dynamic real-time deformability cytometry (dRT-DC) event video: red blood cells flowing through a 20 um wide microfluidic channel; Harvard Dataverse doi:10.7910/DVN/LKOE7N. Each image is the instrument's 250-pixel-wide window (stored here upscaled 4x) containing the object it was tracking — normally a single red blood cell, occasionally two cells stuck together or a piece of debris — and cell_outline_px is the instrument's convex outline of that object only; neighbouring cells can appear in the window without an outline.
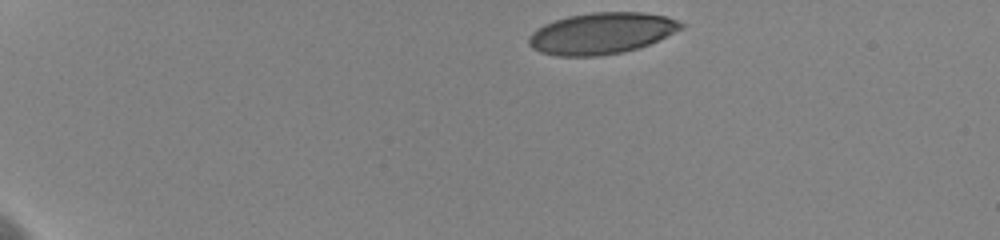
{"species": "human", "species_latin": "Homo sapiens", "temperature_condition": "cold", "stored_images_in_passage": 16, "camera_frame_rate_fps": 3000, "um_per_image_px": 0.085, "donor": {"sex": "female"}, "frame": {"image": 1, "passage_image": 1, "time_ms": 0.0, "image_size_px": [1000, 240], "cell_outline_px": [[684, 28], [648, 44], [624, 52], [596, 56], [556, 56], [540, 52], [532, 48], [528, 44], [528, 36], [536, 28], [544, 24], [568, 16], [592, 12], [640, 12], [668, 16], [684, 24]], "centroid_in_image_um": [51.1, 2.83], "position_along_channel_um": 33.9, "area_um2": 36.7}}
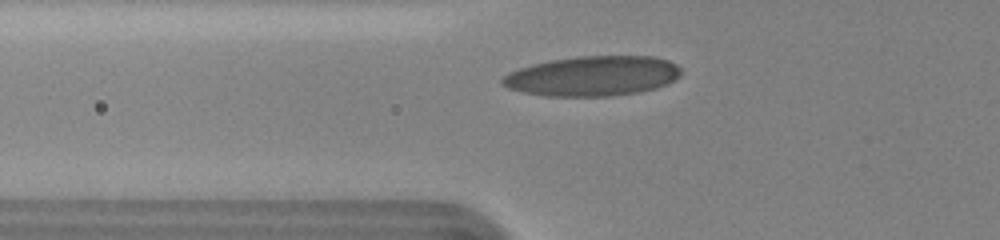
{"frame": {"image": 2, "passage_image": 15, "time_ms": 3.667, "image_size_px": [1000, 240], "cell_outline_px": [[680, 76], [668, 84], [656, 88], [640, 92], [608, 96], [544, 96], [524, 92], [508, 88], [500, 84], [500, 80], [508, 72], [532, 64], [552, 60], [580, 56], [652, 56], [668, 60], [676, 64], [680, 68]], "centroid_in_image_um": [50.38, 6.46], "position_along_channel_um": 75.4, "area_um2": 41.67}}